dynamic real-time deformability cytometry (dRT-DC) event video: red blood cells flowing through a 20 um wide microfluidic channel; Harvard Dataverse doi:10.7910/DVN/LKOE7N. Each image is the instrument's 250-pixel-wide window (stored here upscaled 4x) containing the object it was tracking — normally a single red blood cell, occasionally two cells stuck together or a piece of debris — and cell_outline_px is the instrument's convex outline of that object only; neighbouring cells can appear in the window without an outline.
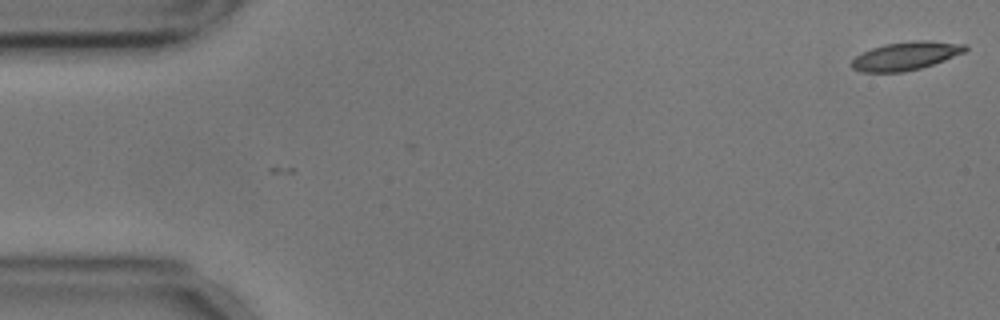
{"species": "common noctule bat (a hibernating species)", "species_latin": "Nyctalus noctula", "temperature_condition": "cold", "stored_images_in_passage": 10, "camera_frame_rate_fps": 3000, "um_per_image_px": 0.085, "animal": {"sex": "male", "body_mass_g": 17.9, "forearm_length_mm": 54.2}, "frame": {"image": 1, "passage_image": 1, "time_ms": 0.0, "image_size_px": [1000, 320], "cell_outline_px": [[968, 48], [964, 52], [944, 60], [920, 68], [904, 72], [860, 72], [852, 68], [852, 60], [856, 56], [872, 48], [884, 44], [920, 40], [928, 40], [968, 44]], "centroid_in_image_um": [77.01, 4.75], "position_along_channel_um": 8.0, "area_um2": 18.61}}